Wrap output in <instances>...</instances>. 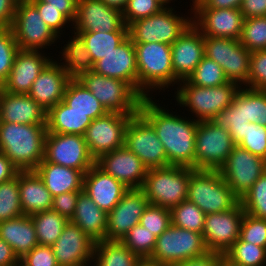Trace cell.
<instances>
[{
  "instance_id": "cell-3",
  "label": "cell",
  "mask_w": 266,
  "mask_h": 266,
  "mask_svg": "<svg viewBox=\"0 0 266 266\" xmlns=\"http://www.w3.org/2000/svg\"><path fill=\"white\" fill-rule=\"evenodd\" d=\"M240 88L238 84L230 81L216 87H201L185 79L179 82L169 96L173 97L170 100L193 120L211 121L232 104Z\"/></svg>"
},
{
  "instance_id": "cell-5",
  "label": "cell",
  "mask_w": 266,
  "mask_h": 266,
  "mask_svg": "<svg viewBox=\"0 0 266 266\" xmlns=\"http://www.w3.org/2000/svg\"><path fill=\"white\" fill-rule=\"evenodd\" d=\"M186 3L180 5L181 9L165 7L156 14L134 21L128 26V36L133 43L158 42L172 45L193 23V9Z\"/></svg>"
},
{
  "instance_id": "cell-2",
  "label": "cell",
  "mask_w": 266,
  "mask_h": 266,
  "mask_svg": "<svg viewBox=\"0 0 266 266\" xmlns=\"http://www.w3.org/2000/svg\"><path fill=\"white\" fill-rule=\"evenodd\" d=\"M134 47L138 70V93L143 98L165 97L166 94L169 97L170 92H173L180 82L172 68L171 45L151 42L134 43Z\"/></svg>"
},
{
  "instance_id": "cell-43",
  "label": "cell",
  "mask_w": 266,
  "mask_h": 266,
  "mask_svg": "<svg viewBox=\"0 0 266 266\" xmlns=\"http://www.w3.org/2000/svg\"><path fill=\"white\" fill-rule=\"evenodd\" d=\"M157 237L140 223L133 226L121 242L140 259H149L154 252Z\"/></svg>"
},
{
  "instance_id": "cell-56",
  "label": "cell",
  "mask_w": 266,
  "mask_h": 266,
  "mask_svg": "<svg viewBox=\"0 0 266 266\" xmlns=\"http://www.w3.org/2000/svg\"><path fill=\"white\" fill-rule=\"evenodd\" d=\"M82 191H72L53 197L52 210L71 220L76 209L77 199Z\"/></svg>"
},
{
  "instance_id": "cell-60",
  "label": "cell",
  "mask_w": 266,
  "mask_h": 266,
  "mask_svg": "<svg viewBox=\"0 0 266 266\" xmlns=\"http://www.w3.org/2000/svg\"><path fill=\"white\" fill-rule=\"evenodd\" d=\"M18 0H0V27H11Z\"/></svg>"
},
{
  "instance_id": "cell-32",
  "label": "cell",
  "mask_w": 266,
  "mask_h": 266,
  "mask_svg": "<svg viewBox=\"0 0 266 266\" xmlns=\"http://www.w3.org/2000/svg\"><path fill=\"white\" fill-rule=\"evenodd\" d=\"M0 238L11 246L18 259L38 245L35 226L27 215L0 222Z\"/></svg>"
},
{
  "instance_id": "cell-17",
  "label": "cell",
  "mask_w": 266,
  "mask_h": 266,
  "mask_svg": "<svg viewBox=\"0 0 266 266\" xmlns=\"http://www.w3.org/2000/svg\"><path fill=\"white\" fill-rule=\"evenodd\" d=\"M244 214L241 202L228 211L206 214L202 236L207 250L224 254L239 239Z\"/></svg>"
},
{
  "instance_id": "cell-9",
  "label": "cell",
  "mask_w": 266,
  "mask_h": 266,
  "mask_svg": "<svg viewBox=\"0 0 266 266\" xmlns=\"http://www.w3.org/2000/svg\"><path fill=\"white\" fill-rule=\"evenodd\" d=\"M77 80L99 100L108 112L125 115L139 113L143 97L126 81L105 77L90 71Z\"/></svg>"
},
{
  "instance_id": "cell-39",
  "label": "cell",
  "mask_w": 266,
  "mask_h": 266,
  "mask_svg": "<svg viewBox=\"0 0 266 266\" xmlns=\"http://www.w3.org/2000/svg\"><path fill=\"white\" fill-rule=\"evenodd\" d=\"M30 217L35 226L38 244L46 246H52L56 242L69 221L52 209L35 213Z\"/></svg>"
},
{
  "instance_id": "cell-22",
  "label": "cell",
  "mask_w": 266,
  "mask_h": 266,
  "mask_svg": "<svg viewBox=\"0 0 266 266\" xmlns=\"http://www.w3.org/2000/svg\"><path fill=\"white\" fill-rule=\"evenodd\" d=\"M95 165L128 189L141 188L148 171L141 159L125 146L102 154L95 160Z\"/></svg>"
},
{
  "instance_id": "cell-24",
  "label": "cell",
  "mask_w": 266,
  "mask_h": 266,
  "mask_svg": "<svg viewBox=\"0 0 266 266\" xmlns=\"http://www.w3.org/2000/svg\"><path fill=\"white\" fill-rule=\"evenodd\" d=\"M204 56V36L192 23L171 45L174 75L180 81L187 79Z\"/></svg>"
},
{
  "instance_id": "cell-28",
  "label": "cell",
  "mask_w": 266,
  "mask_h": 266,
  "mask_svg": "<svg viewBox=\"0 0 266 266\" xmlns=\"http://www.w3.org/2000/svg\"><path fill=\"white\" fill-rule=\"evenodd\" d=\"M47 111L28 94L0 93V122L46 124Z\"/></svg>"
},
{
  "instance_id": "cell-63",
  "label": "cell",
  "mask_w": 266,
  "mask_h": 266,
  "mask_svg": "<svg viewBox=\"0 0 266 266\" xmlns=\"http://www.w3.org/2000/svg\"><path fill=\"white\" fill-rule=\"evenodd\" d=\"M19 259L11 246L0 238V266H18Z\"/></svg>"
},
{
  "instance_id": "cell-38",
  "label": "cell",
  "mask_w": 266,
  "mask_h": 266,
  "mask_svg": "<svg viewBox=\"0 0 266 266\" xmlns=\"http://www.w3.org/2000/svg\"><path fill=\"white\" fill-rule=\"evenodd\" d=\"M84 41L93 63L103 58L109 52L113 51L120 43L128 37V31L113 32H74Z\"/></svg>"
},
{
  "instance_id": "cell-29",
  "label": "cell",
  "mask_w": 266,
  "mask_h": 266,
  "mask_svg": "<svg viewBox=\"0 0 266 266\" xmlns=\"http://www.w3.org/2000/svg\"><path fill=\"white\" fill-rule=\"evenodd\" d=\"M18 184L24 215L31 216L52 209L53 196L35 170L19 171Z\"/></svg>"
},
{
  "instance_id": "cell-41",
  "label": "cell",
  "mask_w": 266,
  "mask_h": 266,
  "mask_svg": "<svg viewBox=\"0 0 266 266\" xmlns=\"http://www.w3.org/2000/svg\"><path fill=\"white\" fill-rule=\"evenodd\" d=\"M170 211L174 226L197 233L203 232L206 214L193 202L186 199Z\"/></svg>"
},
{
  "instance_id": "cell-59",
  "label": "cell",
  "mask_w": 266,
  "mask_h": 266,
  "mask_svg": "<svg viewBox=\"0 0 266 266\" xmlns=\"http://www.w3.org/2000/svg\"><path fill=\"white\" fill-rule=\"evenodd\" d=\"M46 7H54L62 12L72 23L76 18L78 0H40Z\"/></svg>"
},
{
  "instance_id": "cell-67",
  "label": "cell",
  "mask_w": 266,
  "mask_h": 266,
  "mask_svg": "<svg viewBox=\"0 0 266 266\" xmlns=\"http://www.w3.org/2000/svg\"><path fill=\"white\" fill-rule=\"evenodd\" d=\"M203 0H190L188 5H190L191 7H193L195 4L197 3H201Z\"/></svg>"
},
{
  "instance_id": "cell-61",
  "label": "cell",
  "mask_w": 266,
  "mask_h": 266,
  "mask_svg": "<svg viewBox=\"0 0 266 266\" xmlns=\"http://www.w3.org/2000/svg\"><path fill=\"white\" fill-rule=\"evenodd\" d=\"M243 0H203L192 8L240 9Z\"/></svg>"
},
{
  "instance_id": "cell-6",
  "label": "cell",
  "mask_w": 266,
  "mask_h": 266,
  "mask_svg": "<svg viewBox=\"0 0 266 266\" xmlns=\"http://www.w3.org/2000/svg\"><path fill=\"white\" fill-rule=\"evenodd\" d=\"M194 170L173 165L149 169L141 189L150 204L171 210L187 199L188 184Z\"/></svg>"
},
{
  "instance_id": "cell-7",
  "label": "cell",
  "mask_w": 266,
  "mask_h": 266,
  "mask_svg": "<svg viewBox=\"0 0 266 266\" xmlns=\"http://www.w3.org/2000/svg\"><path fill=\"white\" fill-rule=\"evenodd\" d=\"M11 29L19 49L49 52L54 58L57 55L60 38L29 0L18 1Z\"/></svg>"
},
{
  "instance_id": "cell-52",
  "label": "cell",
  "mask_w": 266,
  "mask_h": 266,
  "mask_svg": "<svg viewBox=\"0 0 266 266\" xmlns=\"http://www.w3.org/2000/svg\"><path fill=\"white\" fill-rule=\"evenodd\" d=\"M163 8L157 0H128L122 11L124 24L128 27L134 21L156 14Z\"/></svg>"
},
{
  "instance_id": "cell-14",
  "label": "cell",
  "mask_w": 266,
  "mask_h": 266,
  "mask_svg": "<svg viewBox=\"0 0 266 266\" xmlns=\"http://www.w3.org/2000/svg\"><path fill=\"white\" fill-rule=\"evenodd\" d=\"M265 171L266 160L239 145L234 146L226 162L219 169L220 175L239 199L246 195Z\"/></svg>"
},
{
  "instance_id": "cell-54",
  "label": "cell",
  "mask_w": 266,
  "mask_h": 266,
  "mask_svg": "<svg viewBox=\"0 0 266 266\" xmlns=\"http://www.w3.org/2000/svg\"><path fill=\"white\" fill-rule=\"evenodd\" d=\"M247 87L266 90V49L251 52Z\"/></svg>"
},
{
  "instance_id": "cell-8",
  "label": "cell",
  "mask_w": 266,
  "mask_h": 266,
  "mask_svg": "<svg viewBox=\"0 0 266 266\" xmlns=\"http://www.w3.org/2000/svg\"><path fill=\"white\" fill-rule=\"evenodd\" d=\"M187 199L205 214L228 211L240 202L219 170L195 169L189 180Z\"/></svg>"
},
{
  "instance_id": "cell-25",
  "label": "cell",
  "mask_w": 266,
  "mask_h": 266,
  "mask_svg": "<svg viewBox=\"0 0 266 266\" xmlns=\"http://www.w3.org/2000/svg\"><path fill=\"white\" fill-rule=\"evenodd\" d=\"M93 71L129 83L138 92V70L134 43L128 36L113 51L94 63Z\"/></svg>"
},
{
  "instance_id": "cell-40",
  "label": "cell",
  "mask_w": 266,
  "mask_h": 266,
  "mask_svg": "<svg viewBox=\"0 0 266 266\" xmlns=\"http://www.w3.org/2000/svg\"><path fill=\"white\" fill-rule=\"evenodd\" d=\"M231 266H266V248L237 239L224 253Z\"/></svg>"
},
{
  "instance_id": "cell-69",
  "label": "cell",
  "mask_w": 266,
  "mask_h": 266,
  "mask_svg": "<svg viewBox=\"0 0 266 266\" xmlns=\"http://www.w3.org/2000/svg\"><path fill=\"white\" fill-rule=\"evenodd\" d=\"M223 266H231V265H228L226 262L223 264Z\"/></svg>"
},
{
  "instance_id": "cell-23",
  "label": "cell",
  "mask_w": 266,
  "mask_h": 266,
  "mask_svg": "<svg viewBox=\"0 0 266 266\" xmlns=\"http://www.w3.org/2000/svg\"><path fill=\"white\" fill-rule=\"evenodd\" d=\"M53 58L44 51L20 49L15 56L11 72L4 81L3 90L15 94H28L34 80Z\"/></svg>"
},
{
  "instance_id": "cell-50",
  "label": "cell",
  "mask_w": 266,
  "mask_h": 266,
  "mask_svg": "<svg viewBox=\"0 0 266 266\" xmlns=\"http://www.w3.org/2000/svg\"><path fill=\"white\" fill-rule=\"evenodd\" d=\"M139 223L158 237L172 224L171 211L170 209L149 203Z\"/></svg>"
},
{
  "instance_id": "cell-27",
  "label": "cell",
  "mask_w": 266,
  "mask_h": 266,
  "mask_svg": "<svg viewBox=\"0 0 266 266\" xmlns=\"http://www.w3.org/2000/svg\"><path fill=\"white\" fill-rule=\"evenodd\" d=\"M128 188L95 164L84 174L83 192L107 214L119 203Z\"/></svg>"
},
{
  "instance_id": "cell-36",
  "label": "cell",
  "mask_w": 266,
  "mask_h": 266,
  "mask_svg": "<svg viewBox=\"0 0 266 266\" xmlns=\"http://www.w3.org/2000/svg\"><path fill=\"white\" fill-rule=\"evenodd\" d=\"M63 102L73 111L86 113L92 120L108 113L99 100L77 79H72L66 88Z\"/></svg>"
},
{
  "instance_id": "cell-30",
  "label": "cell",
  "mask_w": 266,
  "mask_h": 266,
  "mask_svg": "<svg viewBox=\"0 0 266 266\" xmlns=\"http://www.w3.org/2000/svg\"><path fill=\"white\" fill-rule=\"evenodd\" d=\"M62 37H60L59 51L55 58L70 77L77 79L81 74L93 71V60L82 38L73 31Z\"/></svg>"
},
{
  "instance_id": "cell-68",
  "label": "cell",
  "mask_w": 266,
  "mask_h": 266,
  "mask_svg": "<svg viewBox=\"0 0 266 266\" xmlns=\"http://www.w3.org/2000/svg\"><path fill=\"white\" fill-rule=\"evenodd\" d=\"M4 89V81L0 78V93L3 91Z\"/></svg>"
},
{
  "instance_id": "cell-64",
  "label": "cell",
  "mask_w": 266,
  "mask_h": 266,
  "mask_svg": "<svg viewBox=\"0 0 266 266\" xmlns=\"http://www.w3.org/2000/svg\"><path fill=\"white\" fill-rule=\"evenodd\" d=\"M101 1L105 3L107 6L117 8L120 11H123L128 0H101Z\"/></svg>"
},
{
  "instance_id": "cell-37",
  "label": "cell",
  "mask_w": 266,
  "mask_h": 266,
  "mask_svg": "<svg viewBox=\"0 0 266 266\" xmlns=\"http://www.w3.org/2000/svg\"><path fill=\"white\" fill-rule=\"evenodd\" d=\"M211 121L218 127L228 130L236 145L245 138L246 126L250 121L245 120L242 116V87L236 93L232 104L218 113Z\"/></svg>"
},
{
  "instance_id": "cell-20",
  "label": "cell",
  "mask_w": 266,
  "mask_h": 266,
  "mask_svg": "<svg viewBox=\"0 0 266 266\" xmlns=\"http://www.w3.org/2000/svg\"><path fill=\"white\" fill-rule=\"evenodd\" d=\"M94 245L79 226L68 221L51 247L59 266H91Z\"/></svg>"
},
{
  "instance_id": "cell-4",
  "label": "cell",
  "mask_w": 266,
  "mask_h": 266,
  "mask_svg": "<svg viewBox=\"0 0 266 266\" xmlns=\"http://www.w3.org/2000/svg\"><path fill=\"white\" fill-rule=\"evenodd\" d=\"M46 124L0 122V152L19 171L35 170L44 159Z\"/></svg>"
},
{
  "instance_id": "cell-18",
  "label": "cell",
  "mask_w": 266,
  "mask_h": 266,
  "mask_svg": "<svg viewBox=\"0 0 266 266\" xmlns=\"http://www.w3.org/2000/svg\"><path fill=\"white\" fill-rule=\"evenodd\" d=\"M148 205L149 201L141 188H129L108 213L105 240L121 241L133 226L139 224Z\"/></svg>"
},
{
  "instance_id": "cell-11",
  "label": "cell",
  "mask_w": 266,
  "mask_h": 266,
  "mask_svg": "<svg viewBox=\"0 0 266 266\" xmlns=\"http://www.w3.org/2000/svg\"><path fill=\"white\" fill-rule=\"evenodd\" d=\"M236 144L228 130L199 121L195 133V169L219 170Z\"/></svg>"
},
{
  "instance_id": "cell-12",
  "label": "cell",
  "mask_w": 266,
  "mask_h": 266,
  "mask_svg": "<svg viewBox=\"0 0 266 266\" xmlns=\"http://www.w3.org/2000/svg\"><path fill=\"white\" fill-rule=\"evenodd\" d=\"M205 56L217 62L230 82L247 87L251 52L240 40L204 36Z\"/></svg>"
},
{
  "instance_id": "cell-49",
  "label": "cell",
  "mask_w": 266,
  "mask_h": 266,
  "mask_svg": "<svg viewBox=\"0 0 266 266\" xmlns=\"http://www.w3.org/2000/svg\"><path fill=\"white\" fill-rule=\"evenodd\" d=\"M29 1L37 8L42 20L59 38L72 32V22L58 9L46 7V3L40 0Z\"/></svg>"
},
{
  "instance_id": "cell-55",
  "label": "cell",
  "mask_w": 266,
  "mask_h": 266,
  "mask_svg": "<svg viewBox=\"0 0 266 266\" xmlns=\"http://www.w3.org/2000/svg\"><path fill=\"white\" fill-rule=\"evenodd\" d=\"M20 266H59L51 246L37 245L19 259Z\"/></svg>"
},
{
  "instance_id": "cell-13",
  "label": "cell",
  "mask_w": 266,
  "mask_h": 266,
  "mask_svg": "<svg viewBox=\"0 0 266 266\" xmlns=\"http://www.w3.org/2000/svg\"><path fill=\"white\" fill-rule=\"evenodd\" d=\"M124 146L137 155L148 170L169 166L156 131L140 113L132 116L126 126Z\"/></svg>"
},
{
  "instance_id": "cell-46",
  "label": "cell",
  "mask_w": 266,
  "mask_h": 266,
  "mask_svg": "<svg viewBox=\"0 0 266 266\" xmlns=\"http://www.w3.org/2000/svg\"><path fill=\"white\" fill-rule=\"evenodd\" d=\"M240 43L250 52L266 49V16L244 18Z\"/></svg>"
},
{
  "instance_id": "cell-57",
  "label": "cell",
  "mask_w": 266,
  "mask_h": 266,
  "mask_svg": "<svg viewBox=\"0 0 266 266\" xmlns=\"http://www.w3.org/2000/svg\"><path fill=\"white\" fill-rule=\"evenodd\" d=\"M224 263L225 255L223 253L207 251L201 256L168 266H223Z\"/></svg>"
},
{
  "instance_id": "cell-53",
  "label": "cell",
  "mask_w": 266,
  "mask_h": 266,
  "mask_svg": "<svg viewBox=\"0 0 266 266\" xmlns=\"http://www.w3.org/2000/svg\"><path fill=\"white\" fill-rule=\"evenodd\" d=\"M238 145L266 160V126L254 122L247 123L245 138Z\"/></svg>"
},
{
  "instance_id": "cell-48",
  "label": "cell",
  "mask_w": 266,
  "mask_h": 266,
  "mask_svg": "<svg viewBox=\"0 0 266 266\" xmlns=\"http://www.w3.org/2000/svg\"><path fill=\"white\" fill-rule=\"evenodd\" d=\"M19 46L11 27H0V78L5 81L11 72Z\"/></svg>"
},
{
  "instance_id": "cell-35",
  "label": "cell",
  "mask_w": 266,
  "mask_h": 266,
  "mask_svg": "<svg viewBox=\"0 0 266 266\" xmlns=\"http://www.w3.org/2000/svg\"><path fill=\"white\" fill-rule=\"evenodd\" d=\"M140 258L121 241L95 243L91 266H136Z\"/></svg>"
},
{
  "instance_id": "cell-44",
  "label": "cell",
  "mask_w": 266,
  "mask_h": 266,
  "mask_svg": "<svg viewBox=\"0 0 266 266\" xmlns=\"http://www.w3.org/2000/svg\"><path fill=\"white\" fill-rule=\"evenodd\" d=\"M18 174L9 181L0 183V222L22 216Z\"/></svg>"
},
{
  "instance_id": "cell-47",
  "label": "cell",
  "mask_w": 266,
  "mask_h": 266,
  "mask_svg": "<svg viewBox=\"0 0 266 266\" xmlns=\"http://www.w3.org/2000/svg\"><path fill=\"white\" fill-rule=\"evenodd\" d=\"M245 213L260 219H266V171L240 199Z\"/></svg>"
},
{
  "instance_id": "cell-42",
  "label": "cell",
  "mask_w": 266,
  "mask_h": 266,
  "mask_svg": "<svg viewBox=\"0 0 266 266\" xmlns=\"http://www.w3.org/2000/svg\"><path fill=\"white\" fill-rule=\"evenodd\" d=\"M242 116L266 126V90L242 87Z\"/></svg>"
},
{
  "instance_id": "cell-31",
  "label": "cell",
  "mask_w": 266,
  "mask_h": 266,
  "mask_svg": "<svg viewBox=\"0 0 266 266\" xmlns=\"http://www.w3.org/2000/svg\"><path fill=\"white\" fill-rule=\"evenodd\" d=\"M35 171L53 197L67 192L83 191L85 174L83 171L47 162L44 159Z\"/></svg>"
},
{
  "instance_id": "cell-66",
  "label": "cell",
  "mask_w": 266,
  "mask_h": 266,
  "mask_svg": "<svg viewBox=\"0 0 266 266\" xmlns=\"http://www.w3.org/2000/svg\"><path fill=\"white\" fill-rule=\"evenodd\" d=\"M136 266H162L157 262L151 261L149 259H140Z\"/></svg>"
},
{
  "instance_id": "cell-65",
  "label": "cell",
  "mask_w": 266,
  "mask_h": 266,
  "mask_svg": "<svg viewBox=\"0 0 266 266\" xmlns=\"http://www.w3.org/2000/svg\"><path fill=\"white\" fill-rule=\"evenodd\" d=\"M159 3H161L164 7H177V2H178V7L181 4L182 0H157ZM184 1V0H183ZM187 1V0H185ZM176 2V3H175Z\"/></svg>"
},
{
  "instance_id": "cell-51",
  "label": "cell",
  "mask_w": 266,
  "mask_h": 266,
  "mask_svg": "<svg viewBox=\"0 0 266 266\" xmlns=\"http://www.w3.org/2000/svg\"><path fill=\"white\" fill-rule=\"evenodd\" d=\"M239 240L266 248V219L245 213L240 226Z\"/></svg>"
},
{
  "instance_id": "cell-34",
  "label": "cell",
  "mask_w": 266,
  "mask_h": 266,
  "mask_svg": "<svg viewBox=\"0 0 266 266\" xmlns=\"http://www.w3.org/2000/svg\"><path fill=\"white\" fill-rule=\"evenodd\" d=\"M92 119L84 112L73 111L63 101L47 111L46 127L48 132L84 136Z\"/></svg>"
},
{
  "instance_id": "cell-16",
  "label": "cell",
  "mask_w": 266,
  "mask_h": 266,
  "mask_svg": "<svg viewBox=\"0 0 266 266\" xmlns=\"http://www.w3.org/2000/svg\"><path fill=\"white\" fill-rule=\"evenodd\" d=\"M118 112H108L106 115L92 120L84 134L90 155L96 160L104 153L124 146L125 130L131 117Z\"/></svg>"
},
{
  "instance_id": "cell-26",
  "label": "cell",
  "mask_w": 266,
  "mask_h": 266,
  "mask_svg": "<svg viewBox=\"0 0 266 266\" xmlns=\"http://www.w3.org/2000/svg\"><path fill=\"white\" fill-rule=\"evenodd\" d=\"M72 80L57 59H52L34 80L28 93L43 109L63 101L68 83Z\"/></svg>"
},
{
  "instance_id": "cell-58",
  "label": "cell",
  "mask_w": 266,
  "mask_h": 266,
  "mask_svg": "<svg viewBox=\"0 0 266 266\" xmlns=\"http://www.w3.org/2000/svg\"><path fill=\"white\" fill-rule=\"evenodd\" d=\"M240 11L244 18L266 16V0H243Z\"/></svg>"
},
{
  "instance_id": "cell-21",
  "label": "cell",
  "mask_w": 266,
  "mask_h": 266,
  "mask_svg": "<svg viewBox=\"0 0 266 266\" xmlns=\"http://www.w3.org/2000/svg\"><path fill=\"white\" fill-rule=\"evenodd\" d=\"M193 24L203 36L240 40L244 16L240 9L192 8Z\"/></svg>"
},
{
  "instance_id": "cell-1",
  "label": "cell",
  "mask_w": 266,
  "mask_h": 266,
  "mask_svg": "<svg viewBox=\"0 0 266 266\" xmlns=\"http://www.w3.org/2000/svg\"><path fill=\"white\" fill-rule=\"evenodd\" d=\"M163 99L143 98L139 113L156 131L164 146L168 164L195 169V133L199 121L184 114L170 98L165 96Z\"/></svg>"
},
{
  "instance_id": "cell-45",
  "label": "cell",
  "mask_w": 266,
  "mask_h": 266,
  "mask_svg": "<svg viewBox=\"0 0 266 266\" xmlns=\"http://www.w3.org/2000/svg\"><path fill=\"white\" fill-rule=\"evenodd\" d=\"M187 80L201 87H216L228 82L222 67L207 56H204Z\"/></svg>"
},
{
  "instance_id": "cell-33",
  "label": "cell",
  "mask_w": 266,
  "mask_h": 266,
  "mask_svg": "<svg viewBox=\"0 0 266 266\" xmlns=\"http://www.w3.org/2000/svg\"><path fill=\"white\" fill-rule=\"evenodd\" d=\"M108 214L83 191L79 194L75 213L70 220L79 226L95 243L105 240Z\"/></svg>"
},
{
  "instance_id": "cell-62",
  "label": "cell",
  "mask_w": 266,
  "mask_h": 266,
  "mask_svg": "<svg viewBox=\"0 0 266 266\" xmlns=\"http://www.w3.org/2000/svg\"><path fill=\"white\" fill-rule=\"evenodd\" d=\"M19 170L17 167L10 161V159L0 152V183L11 180L16 177Z\"/></svg>"
},
{
  "instance_id": "cell-19",
  "label": "cell",
  "mask_w": 266,
  "mask_h": 266,
  "mask_svg": "<svg viewBox=\"0 0 266 266\" xmlns=\"http://www.w3.org/2000/svg\"><path fill=\"white\" fill-rule=\"evenodd\" d=\"M73 32L128 31L122 11L107 6L101 0H78Z\"/></svg>"
},
{
  "instance_id": "cell-15",
  "label": "cell",
  "mask_w": 266,
  "mask_h": 266,
  "mask_svg": "<svg viewBox=\"0 0 266 266\" xmlns=\"http://www.w3.org/2000/svg\"><path fill=\"white\" fill-rule=\"evenodd\" d=\"M44 160L86 173L94 164L82 135L47 132Z\"/></svg>"
},
{
  "instance_id": "cell-10",
  "label": "cell",
  "mask_w": 266,
  "mask_h": 266,
  "mask_svg": "<svg viewBox=\"0 0 266 266\" xmlns=\"http://www.w3.org/2000/svg\"><path fill=\"white\" fill-rule=\"evenodd\" d=\"M207 251L202 233L171 224L157 237L154 252L149 260L168 266L201 256Z\"/></svg>"
}]
</instances>
